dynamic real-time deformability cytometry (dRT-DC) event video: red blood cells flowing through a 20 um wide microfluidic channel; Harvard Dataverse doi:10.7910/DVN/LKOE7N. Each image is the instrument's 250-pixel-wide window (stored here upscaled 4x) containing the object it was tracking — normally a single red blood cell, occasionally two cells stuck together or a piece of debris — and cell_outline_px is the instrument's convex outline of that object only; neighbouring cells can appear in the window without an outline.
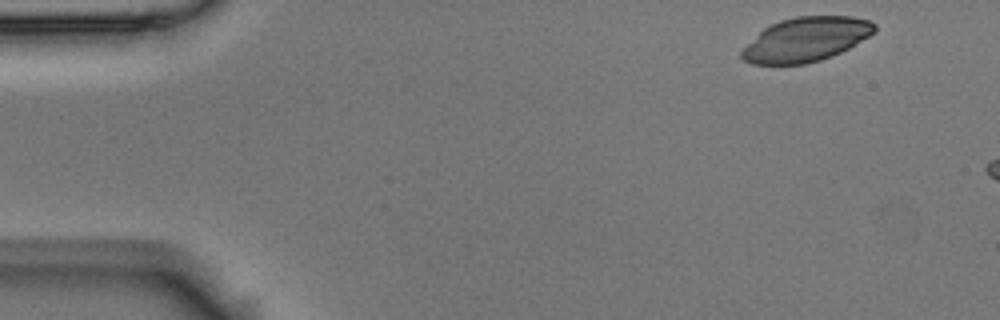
{"species": "Egyptian fruit bat (a non-hibernating species)", "species_latin": "Rousettus aegyptiacus", "temperature_condition": "room temperature", "stored_images_in_passage": 3, "camera_frame_rate_fps": 3000, "um_per_image_px": 0.085, "animal": {"sex": "male"}, "frame": {"image": 1, "passage_image": 1, "time_ms": 0.0, "image_size_px": [1000, 320], "cell_outline_px": [[876, 32], [848, 48], [832, 56], [820, 60], [804, 64], [752, 64], [744, 60], [740, 56], [740, 52], [764, 28], [780, 20], [796, 16], [852, 16], [872, 20], [876, 24]], "centroid_in_image_um": [68.54, 3.34], "position_along_channel_um": 16.5, "area_um2": 34.1}}